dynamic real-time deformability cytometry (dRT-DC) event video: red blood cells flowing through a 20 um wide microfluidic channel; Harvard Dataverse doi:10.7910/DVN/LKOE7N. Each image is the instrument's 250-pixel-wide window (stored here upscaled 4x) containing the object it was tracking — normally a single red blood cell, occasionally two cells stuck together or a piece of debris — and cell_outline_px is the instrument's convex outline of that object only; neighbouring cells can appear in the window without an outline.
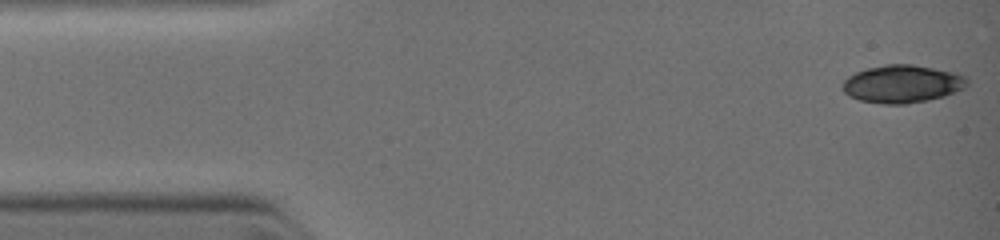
{"species": "common noctule bat (a hibernating species)", "species_latin": "Nyctalus noctula", "temperature_condition": "warm", "stored_images_in_passage": 7, "camera_frame_rate_fps": 3000, "um_per_image_px": 0.085, "animal": {"sex": "female", "body_mass_g": 19.0, "forearm_length_mm": 51.5}, "frame": {"image": 1, "passage_image": 1, "time_ms": 0.0, "image_size_px": [1000, 240], "cell_outline_px": [[968, 84], [964, 88], [944, 96], [928, 100], [908, 104], [884, 104], [860, 100], [848, 96], [844, 92], [844, 80], [848, 76], [856, 72], [868, 68], [884, 64], [912, 64], [952, 72], [968, 76]], "centroid_in_image_um": [76.7, 7.13], "position_along_channel_um": 8.3, "area_um2": 27.4}}
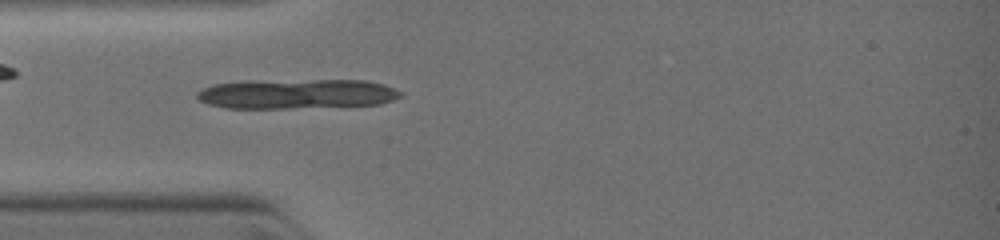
{"frame": {"image": 2, "passage_image": 6, "time_ms": 3.0, "image_size_px": [1000, 240], "cell_outline_px": [[404, 96], [380, 104], [284, 108], [224, 108], [208, 104], [200, 100], [196, 96], [196, 92], [212, 84], [248, 80], [368, 80], [384, 84], [404, 92]], "centroid_in_image_um": [25.23, 7.96], "position_along_channel_um": 59.8, "area_um2": 35.6}}